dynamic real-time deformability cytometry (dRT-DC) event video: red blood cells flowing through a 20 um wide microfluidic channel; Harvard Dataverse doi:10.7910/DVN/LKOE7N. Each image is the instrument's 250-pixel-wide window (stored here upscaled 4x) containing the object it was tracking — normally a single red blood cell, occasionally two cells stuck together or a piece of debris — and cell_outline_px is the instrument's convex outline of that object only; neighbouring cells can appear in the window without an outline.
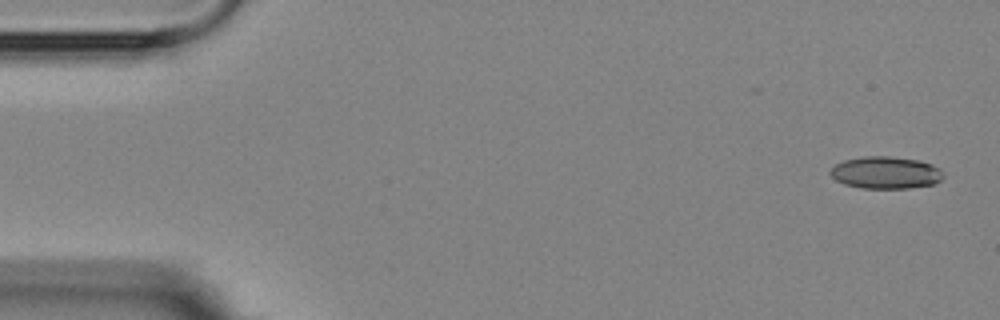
{"species": "Egyptian fruit bat (a non-hibernating species)", "species_latin": "Rousettus aegyptiacus", "temperature_condition": "room temperature", "stored_images_in_passage": 6, "segment_of_instrument_passage": [1, 2], "camera_frame_rate_fps": 3000, "um_per_image_px": 0.085, "animal": {"sex": "female"}, "frame": {"image": 1, "passage_image": 1, "time_ms": 0.0, "image_size_px": [1000, 320], "cell_outline_px": [[944, 176], [940, 180], [932, 184], [908, 188], [864, 188], [844, 184], [836, 180], [828, 172], [836, 164], [844, 160], [864, 156], [888, 156], [920, 160], [932, 164], [940, 168], [944, 172]], "centroid_in_image_um": [75.3, 14.66], "position_along_channel_um": 9.7, "area_um2": 21.21}}
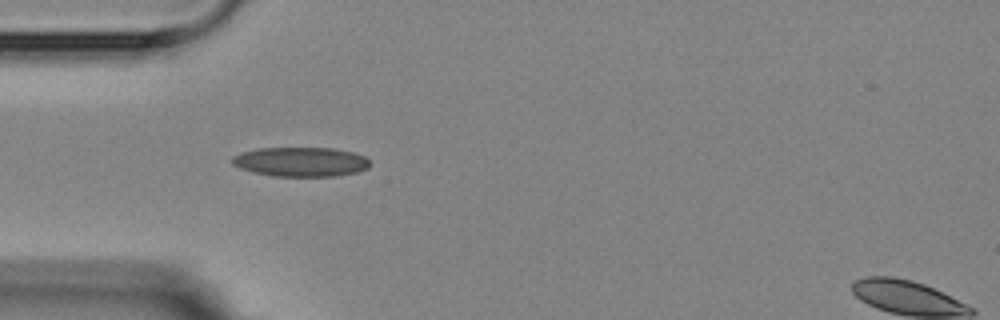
{"frame": {"image": 2, "passage_image": 5, "time_ms": 4.667, "image_size_px": [1000, 320], "cell_outline_px": [[368, 168], [356, 172], [336, 176], [272, 176], [240, 168], [232, 164], [232, 156], [244, 152], [260, 148], [332, 148], [352, 152], [364, 156], [368, 160]], "centroid_in_image_um": [25.56, 13.75], "position_along_channel_um": 59.4, "area_um2": 23.35}}